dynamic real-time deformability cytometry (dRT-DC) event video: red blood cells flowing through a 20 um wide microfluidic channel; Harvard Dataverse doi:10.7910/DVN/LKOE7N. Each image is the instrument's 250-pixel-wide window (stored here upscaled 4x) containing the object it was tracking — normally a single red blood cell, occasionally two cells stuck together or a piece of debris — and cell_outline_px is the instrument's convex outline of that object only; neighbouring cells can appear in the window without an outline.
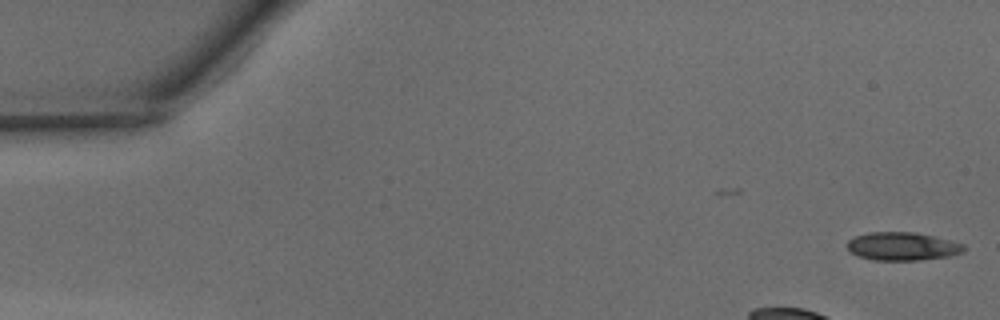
{"species": "common noctule bat (a hibernating species)", "species_latin": "Nyctalus noctula", "temperature_condition": "warm", "stored_images_in_passage": 36, "camera_frame_rate_fps": 3000, "um_per_image_px": 0.085, "animal": {"sex": "male", "body_mass_g": 15.6}, "frame": {"image": 1, "passage_image": 1, "time_ms": 0.0, "image_size_px": [1000, 320], "cell_outline_px": [[968, 248], [964, 252], [948, 256], [920, 260], [872, 260], [860, 256], [852, 252], [848, 248], [848, 240], [856, 236], [868, 232], [916, 232], [964, 244]], "centroid_in_image_um": [76.74, 20.94], "position_along_channel_um": 8.3, "area_um2": 19.07}}
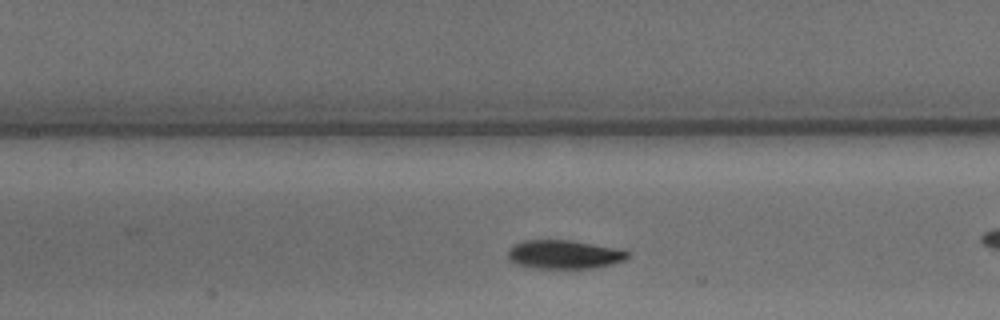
{"frame": {"image": 2, "passage_image": 19, "time_ms": 6.0, "image_size_px": [1000, 320], "cell_outline_px": [[632, 252], [624, 260], [612, 264], [596, 268], [536, 268], [516, 264], [508, 256], [508, 248], [524, 240], [568, 240], [624, 248]], "centroid_in_image_um": [48.04, 21.62], "position_along_channel_um": 159.4, "area_um2": 20.23}}
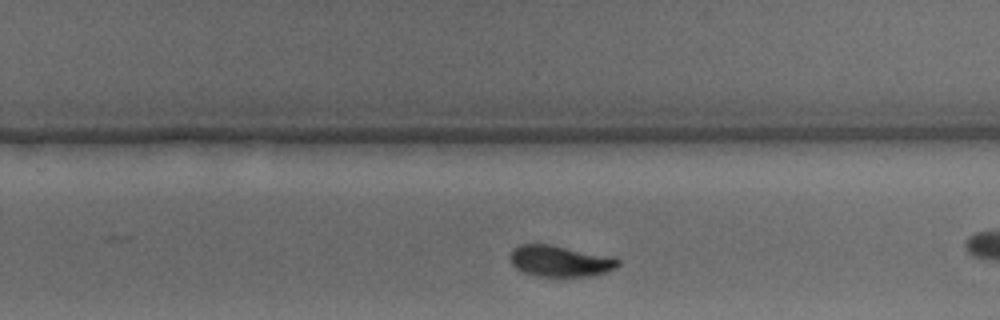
{"frame": {"image": 3, "passage_image": 28, "time_ms": 9.0, "image_size_px": [1000, 320], "cell_outline_px": [[620, 264], [616, 268], [592, 276], [536, 276], [524, 272], [516, 268], [512, 264], [512, 248], [520, 244], [552, 244], [616, 256], [620, 260]], "centroid_in_image_um": [47.68, 22.17], "position_along_channel_um": 282.1, "area_um2": 19.88}}